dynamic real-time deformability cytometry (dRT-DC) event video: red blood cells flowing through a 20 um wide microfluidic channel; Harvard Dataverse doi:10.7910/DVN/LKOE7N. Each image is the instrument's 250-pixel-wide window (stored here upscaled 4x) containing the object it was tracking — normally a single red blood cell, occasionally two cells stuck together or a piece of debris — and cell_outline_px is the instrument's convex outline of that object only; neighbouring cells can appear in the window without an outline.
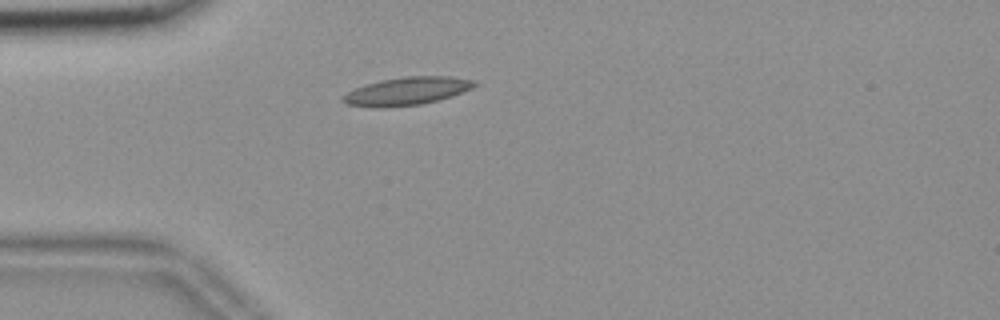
{"species": "common noctule bat (a hibernating species)", "species_latin": "Nyctalus noctula", "temperature_condition": "room temperature", "stored_images_in_passage": 43, "camera_frame_rate_fps": 3000, "um_per_image_px": 0.085, "animal": {"sex": "female", "body_mass_g": 18.4}, "frame": {"image": 1, "passage_image": 3, "time_ms": 0.667, "image_size_px": [1000, 320], "cell_outline_px": [[480, 84], [472, 88], [452, 96], [420, 104], [384, 108], [376, 108], [348, 104], [340, 100], [340, 96], [356, 88], [380, 80], [408, 76], [452, 76], [476, 80]], "centroid_in_image_um": [34.61, 7.74], "position_along_channel_um": 50.4, "area_um2": 21.5}}
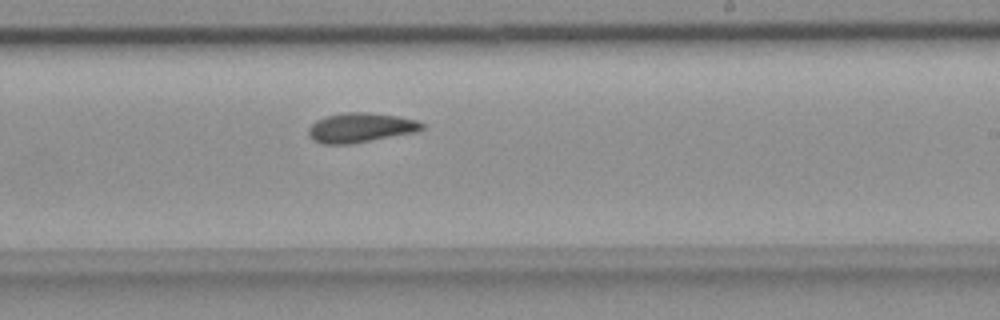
{"frame": {"image": 2, "passage_image": 21, "time_ms": 6.667, "image_size_px": [1000, 320], "cell_outline_px": [[424, 128], [420, 132], [352, 144], [320, 144], [312, 140], [308, 136], [308, 128], [316, 120], [324, 116], [344, 112], [368, 112], [400, 116], [416, 120], [424, 124]], "centroid_in_image_um": [30.66, 10.86], "position_along_channel_um": 258.3, "area_um2": 20.11}}
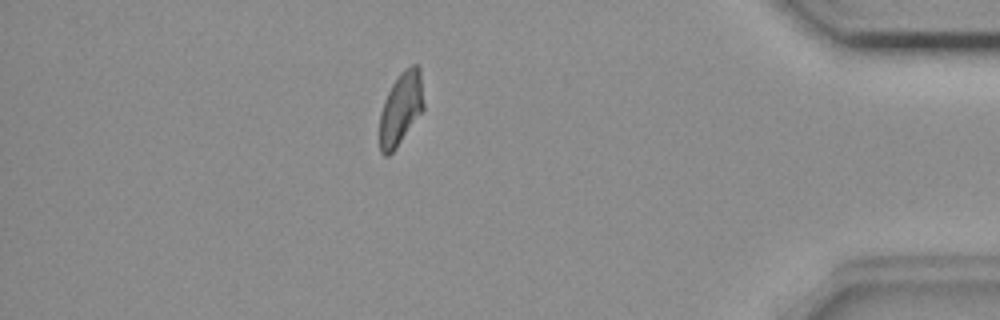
{"frame": {"image": 3, "passage_image": 36, "time_ms": 11.667, "image_size_px": [1000, 320], "cell_outline_px": [[424, 108], [396, 148], [388, 156], [384, 156], [380, 152], [380, 112], [384, 100], [392, 84], [400, 72], [404, 68], [412, 64], [416, 64], [420, 68], [424, 104]], "centroid_in_image_um": [34.07, 9.2], "position_along_channel_um": 401.1, "area_um2": 18.67}, "authors_computed_cell_mechanics": {"area_um2": 19.074, "velocity_mm_per_s": 3.6631, "shape_relaxation_time_tau1_ms": null, "shape_relaxation_time_tau2_ms": 4.377, "deformation_change_tau1": null, "deformation_change_tau2": 0.107}}